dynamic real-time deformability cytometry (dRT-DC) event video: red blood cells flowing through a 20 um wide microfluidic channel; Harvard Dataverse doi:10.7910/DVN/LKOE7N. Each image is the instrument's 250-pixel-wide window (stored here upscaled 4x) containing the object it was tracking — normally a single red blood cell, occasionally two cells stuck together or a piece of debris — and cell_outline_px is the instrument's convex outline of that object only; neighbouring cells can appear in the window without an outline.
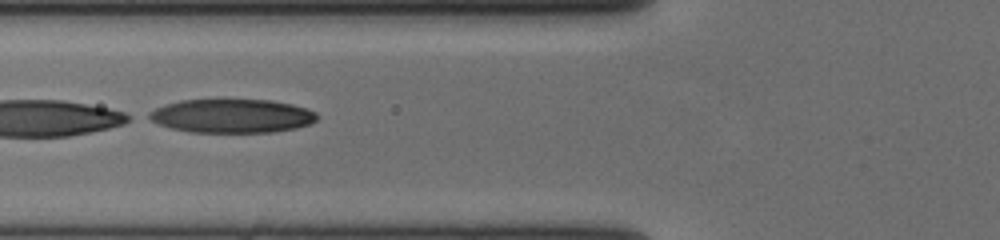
{"species": "human", "species_latin": "Homo sapiens", "temperature_condition": "cold", "stored_images_in_passage": 28, "segment_of_instrument_passage": [2, 2], "camera_frame_rate_fps": 3000, "um_per_image_px": 0.085, "donor": {"sex": "female"}, "frame": {"image": 1, "passage_image": 23, "time_ms": 7.333, "image_size_px": [1000, 240], "cell_outline_px": [[316, 120], [308, 124], [296, 128], [272, 132], [188, 132], [172, 128], [160, 124], [144, 116], [148, 112], [164, 104], [180, 100], [272, 100], [292, 104], [316, 112]], "centroid_in_image_um": [19.67, 9.85], "position_along_channel_um": 106.1, "area_um2": 32.95}}